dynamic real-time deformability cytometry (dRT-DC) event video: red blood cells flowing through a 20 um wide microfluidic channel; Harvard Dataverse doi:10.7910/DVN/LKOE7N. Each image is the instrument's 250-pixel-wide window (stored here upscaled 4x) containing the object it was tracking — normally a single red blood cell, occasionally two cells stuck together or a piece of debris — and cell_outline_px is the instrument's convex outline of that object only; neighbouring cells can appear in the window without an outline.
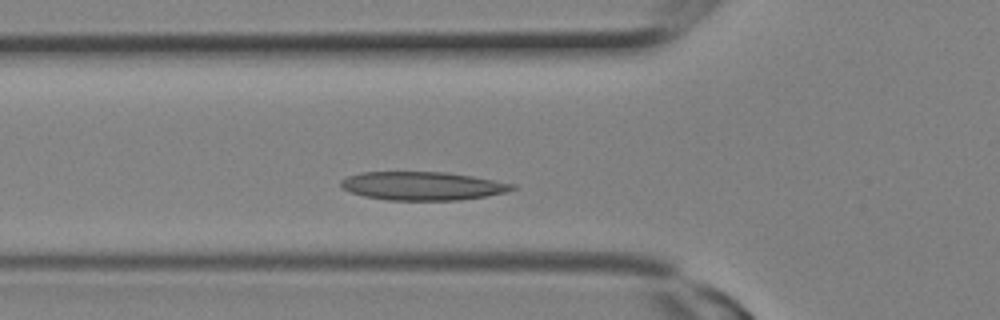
{"species": "Egyptian fruit bat (a non-hibernating species)", "species_latin": "Rousettus aegyptiacus", "temperature_condition": "room temperature", "stored_images_in_passage": 9, "camera_frame_rate_fps": 3000, "um_per_image_px": 0.085, "animal": {"sex": "female"}, "frame": {"image": 1, "passage_image": 4, "time_ms": 1.0, "image_size_px": [1000, 320], "cell_outline_px": [[516, 188], [504, 192], [484, 196], [460, 200], [388, 200], [364, 196], [352, 192], [344, 188], [340, 184], [340, 180], [348, 176], [360, 172], [444, 172], [472, 176], [516, 184]], "centroid_in_image_um": [35.91, 15.8], "position_along_channel_um": 89.9, "area_um2": 28.21}}
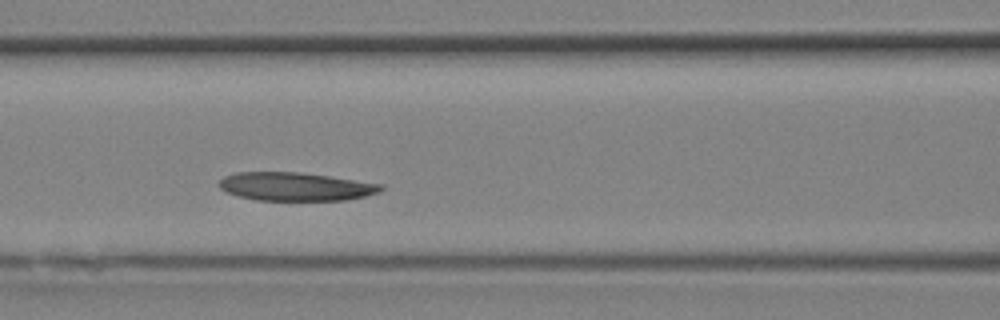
{"frame": {"image": 2, "passage_image": 6, "time_ms": 1.667, "image_size_px": [1000, 320], "cell_outline_px": [[384, 188], [380, 192], [364, 196], [344, 200], [256, 200], [224, 192], [220, 188], [220, 180], [224, 176], [236, 172], [300, 172], [384, 184]], "centroid_in_image_um": [25.12, 15.85], "position_along_channel_um": 141.5, "area_um2": 26.7}}
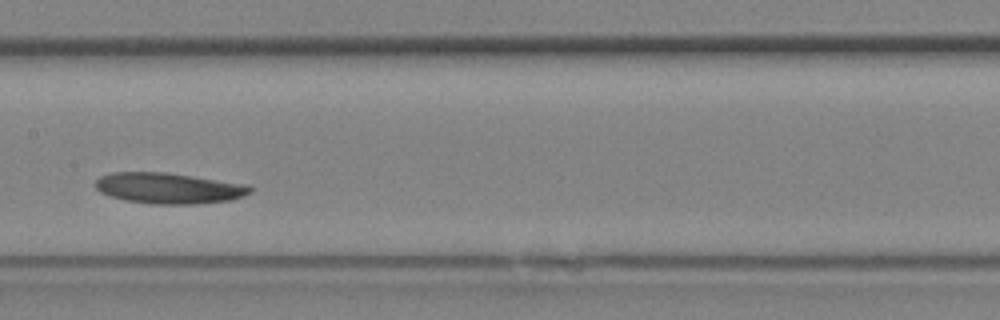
{"frame": {"image": 3, "passage_image": 8, "time_ms": 2.333, "image_size_px": [1000, 320], "cell_outline_px": [[252, 192], [244, 196], [232, 200], [192, 204], [152, 204], [124, 200], [100, 192], [96, 188], [96, 180], [100, 176], [112, 172], [164, 172], [252, 184]], "centroid_in_image_um": [14.41, 15.99], "position_along_channel_um": 193.0, "area_um2": 28.03}}